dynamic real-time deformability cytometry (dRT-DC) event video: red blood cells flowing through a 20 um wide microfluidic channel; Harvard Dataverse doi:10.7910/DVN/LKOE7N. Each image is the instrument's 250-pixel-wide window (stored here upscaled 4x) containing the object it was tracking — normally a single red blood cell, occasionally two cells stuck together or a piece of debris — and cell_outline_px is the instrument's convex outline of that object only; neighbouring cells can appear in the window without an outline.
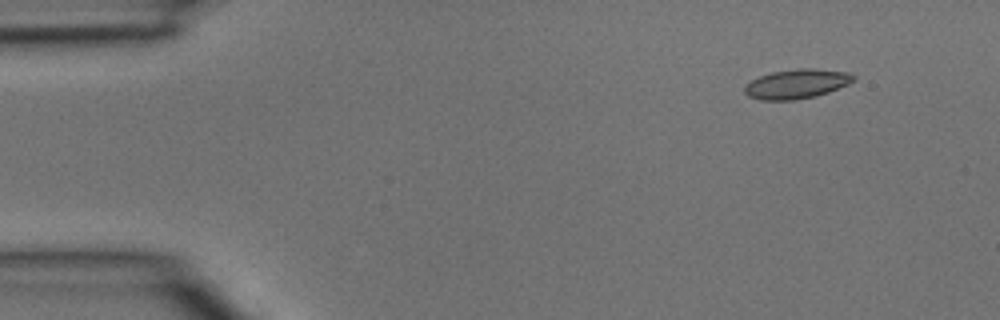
{"species": "common noctule bat (a hibernating species)", "species_latin": "Nyctalus noctula", "temperature_condition": "room temperature", "stored_images_in_passage": 4, "camera_frame_rate_fps": 3000, "um_per_image_px": 0.085, "animal": {"sex": "male", "body_mass_g": 15.6}, "frame": {"image": 1, "passage_image": 4, "time_ms": 1.0, "image_size_px": [1000, 320], "cell_outline_px": [[856, 80], [848, 84], [828, 92], [812, 96], [792, 100], [760, 100], [748, 96], [744, 92], [744, 84], [760, 76], [772, 72], [800, 68], [816, 68], [848, 72], [856, 76]], "centroid_in_image_um": [67.72, 7.12], "position_along_channel_um": 17.3, "area_um2": 18.67}}